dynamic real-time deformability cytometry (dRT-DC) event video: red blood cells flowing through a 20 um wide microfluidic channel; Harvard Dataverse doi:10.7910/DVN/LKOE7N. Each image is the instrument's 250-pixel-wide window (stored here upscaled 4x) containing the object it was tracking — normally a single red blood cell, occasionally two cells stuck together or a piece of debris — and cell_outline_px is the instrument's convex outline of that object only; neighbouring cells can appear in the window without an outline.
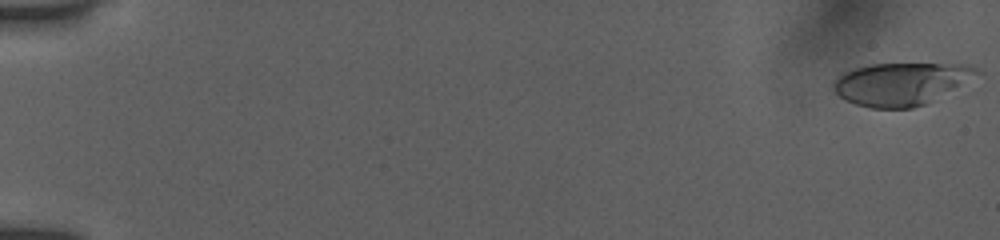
{"species": "human", "species_latin": "Homo sapiens", "temperature_condition": "room temperature", "stored_images_in_passage": 20, "camera_frame_rate_fps": 3000, "um_per_image_px": 0.085, "donor": {"sex": "female"}, "frame": {"image": 1, "passage_image": 1, "time_ms": 0.0, "image_size_px": [1000, 240], "cell_outline_px": [[984, 72], [924, 104], [912, 108], [872, 108], [856, 104], [840, 96], [832, 88], [832, 80], [840, 72], [872, 64], [972, 64]], "centroid_in_image_um": [76.56, 7.1], "position_along_channel_um": 8.4, "area_um2": 35.43}}
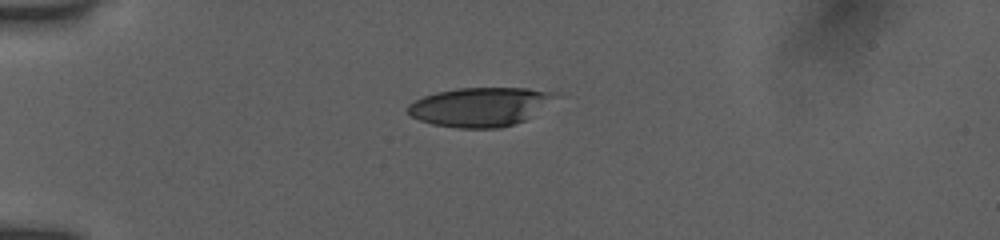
{"frame": {"image": 2, "passage_image": 15, "time_ms": 4.667, "image_size_px": [1000, 240], "cell_outline_px": [[568, 92], [564, 96], [524, 120], [500, 128], [460, 128], [432, 124], [420, 120], [412, 116], [408, 112], [408, 104], [424, 96], [436, 92], [456, 88], [528, 88]], "centroid_in_image_um": [40.95, 9.05], "position_along_channel_um": 44.0, "area_um2": 34.1}}